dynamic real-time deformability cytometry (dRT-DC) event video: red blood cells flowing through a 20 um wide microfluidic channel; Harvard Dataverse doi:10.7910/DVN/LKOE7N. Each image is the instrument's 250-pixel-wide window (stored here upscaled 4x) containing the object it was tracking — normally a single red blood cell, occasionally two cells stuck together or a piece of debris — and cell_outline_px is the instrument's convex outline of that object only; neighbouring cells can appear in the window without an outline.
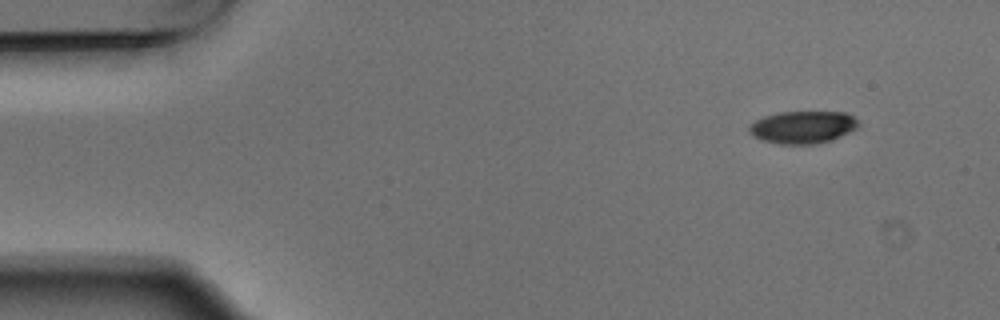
{"species": "Egyptian fruit bat (a non-hibernating species)", "species_latin": "Rousettus aegyptiacus", "temperature_condition": "warm", "stored_images_in_passage": 4, "camera_frame_rate_fps": 3000, "um_per_image_px": 0.085, "animal": {"sex": "male"}, "frame": {"image": 1, "passage_image": 1, "time_ms": 0.0, "image_size_px": [1000, 320], "cell_outline_px": [[860, 124], [856, 128], [848, 132], [828, 140], [812, 144], [780, 144], [764, 140], [756, 136], [748, 128], [756, 120], [764, 116], [780, 112], [848, 112]], "centroid_in_image_um": [68.25, 10.79], "position_along_channel_um": 16.7, "area_um2": 20.11}}
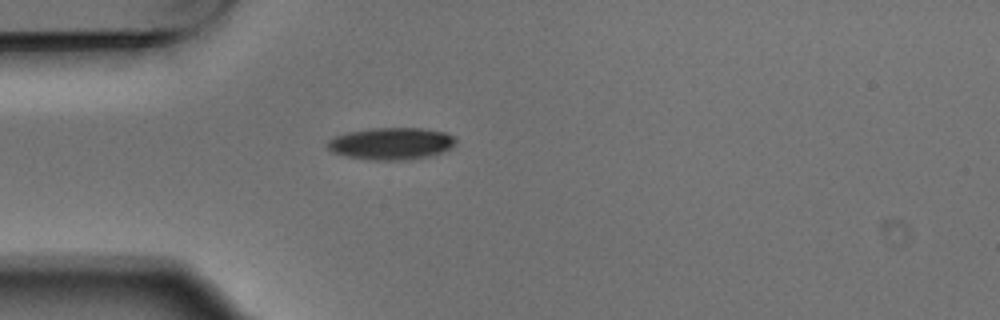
{"frame": {"image": 2, "passage_image": 4, "time_ms": 1.0, "image_size_px": [1000, 320], "cell_outline_px": [[456, 144], [452, 148], [428, 156], [408, 160], [372, 160], [344, 156], [332, 152], [324, 144], [328, 140], [336, 136], [348, 132], [372, 128], [420, 128], [444, 132], [456, 136]], "centroid_in_image_um": [33.25, 12.2], "position_along_channel_um": 51.8, "area_um2": 24.1}}